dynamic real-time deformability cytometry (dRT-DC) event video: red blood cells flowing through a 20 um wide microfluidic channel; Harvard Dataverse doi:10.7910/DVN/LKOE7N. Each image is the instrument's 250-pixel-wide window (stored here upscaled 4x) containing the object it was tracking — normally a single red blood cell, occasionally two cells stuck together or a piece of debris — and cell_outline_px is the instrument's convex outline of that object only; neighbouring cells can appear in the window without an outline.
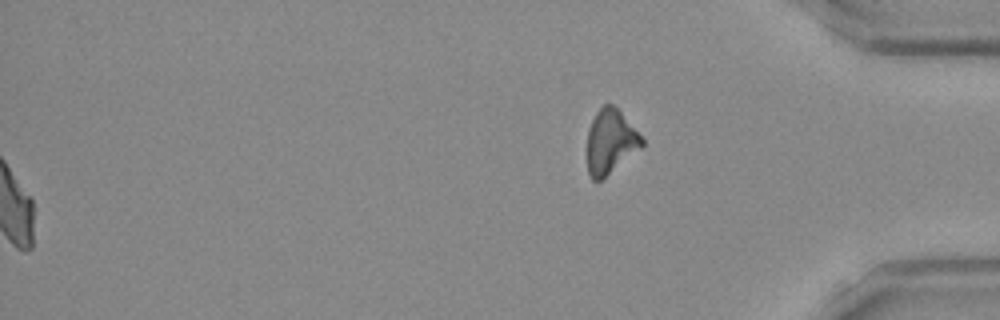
{"species": "Egyptian fruit bat (a non-hibernating species)", "species_latin": "Rousettus aegyptiacus", "temperature_condition": "room temperature", "stored_images_in_passage": 51, "segment_of_instrument_passage": [2, 2], "camera_frame_rate_fps": 3000, "um_per_image_px": 0.085, "frame": {"image": 1, "passage_image": 51, "time_ms": 16.667, "image_size_px": [1000, 320], "cell_outline_px": [[644, 144], [640, 148], [600, 180], [592, 180], [588, 176], [588, 128], [596, 112], [604, 104], [612, 104], [620, 112], [644, 140]], "centroid_in_image_um": [51.86, 12.03], "position_along_channel_um": 383.3, "area_um2": 19.88}}